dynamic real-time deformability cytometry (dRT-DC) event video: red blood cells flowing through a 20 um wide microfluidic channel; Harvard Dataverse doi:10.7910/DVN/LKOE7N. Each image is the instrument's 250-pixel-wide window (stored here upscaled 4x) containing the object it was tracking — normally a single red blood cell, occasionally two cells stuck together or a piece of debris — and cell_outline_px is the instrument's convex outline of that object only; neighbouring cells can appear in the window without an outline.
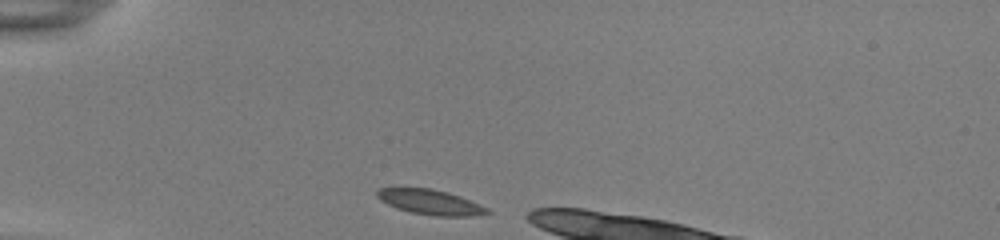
{"species": "common noctule bat (a hibernating species)", "species_latin": "Nyctalus noctula", "temperature_condition": "room temperature", "stored_images_in_passage": 11, "camera_frame_rate_fps": 3000, "um_per_image_px": 0.085, "animal": {"sex": "female", "body_mass_g": 22.0, "forearm_length_mm": 56.7}, "frame": {"image": 1, "passage_image": 1, "time_ms": 0.0, "image_size_px": [1000, 240], "cell_outline_px": [[492, 212], [472, 216], [436, 216], [412, 212], [396, 208], [380, 200], [376, 196], [376, 192], [380, 188], [432, 188], [448, 192], [460, 196], [480, 204], [488, 208]], "centroid_in_image_um": [36.59, 17.17], "position_along_channel_um": 48.4, "area_um2": 16.01}}
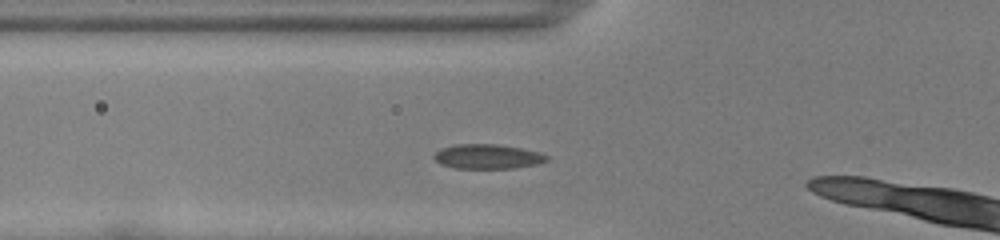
{"frame": {"image": 2, "passage_image": 6, "time_ms": 1.667, "image_size_px": [1000, 240], "cell_outline_px": [[548, 160], [536, 164], [512, 168], [456, 168], [440, 164], [432, 156], [440, 148], [456, 144], [496, 144], [520, 148], [540, 152], [548, 156]], "centroid_in_image_um": [41.42, 13.3], "position_along_channel_um": 84.4, "area_um2": 16.07}}
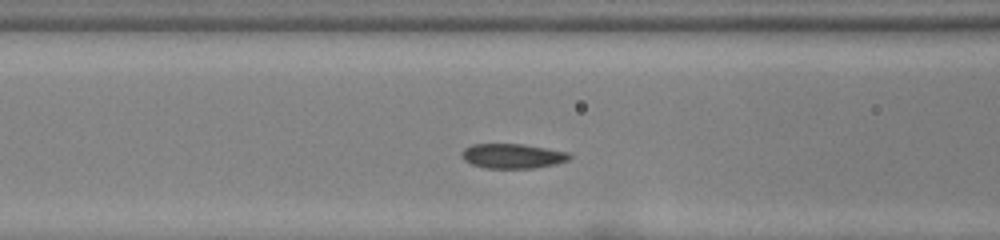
{"frame": {"image": 3, "passage_image": 9, "time_ms": 2.667, "image_size_px": [1000, 240], "cell_outline_px": [[572, 156], [568, 160], [556, 164], [536, 168], [484, 168], [472, 164], [464, 160], [460, 156], [460, 152], [464, 148], [472, 144], [524, 144], [568, 152]], "centroid_in_image_um": [43.54, 13.26], "position_along_channel_um": 123.1, "area_um2": 15.66}}